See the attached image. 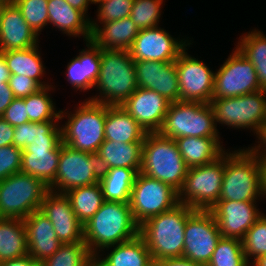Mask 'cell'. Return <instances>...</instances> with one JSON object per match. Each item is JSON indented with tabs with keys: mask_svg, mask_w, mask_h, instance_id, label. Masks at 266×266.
<instances>
[{
	"mask_svg": "<svg viewBox=\"0 0 266 266\" xmlns=\"http://www.w3.org/2000/svg\"><path fill=\"white\" fill-rule=\"evenodd\" d=\"M129 203L104 201L83 225L84 242L95 257L102 249L134 239L139 235Z\"/></svg>",
	"mask_w": 266,
	"mask_h": 266,
	"instance_id": "1",
	"label": "cell"
},
{
	"mask_svg": "<svg viewBox=\"0 0 266 266\" xmlns=\"http://www.w3.org/2000/svg\"><path fill=\"white\" fill-rule=\"evenodd\" d=\"M135 61L129 50L101 49L100 71L94 88L98 93L87 98L108 106H120L137 87Z\"/></svg>",
	"mask_w": 266,
	"mask_h": 266,
	"instance_id": "2",
	"label": "cell"
},
{
	"mask_svg": "<svg viewBox=\"0 0 266 266\" xmlns=\"http://www.w3.org/2000/svg\"><path fill=\"white\" fill-rule=\"evenodd\" d=\"M235 149L225 151L224 175L218 201L264 200L261 161L245 148Z\"/></svg>",
	"mask_w": 266,
	"mask_h": 266,
	"instance_id": "3",
	"label": "cell"
},
{
	"mask_svg": "<svg viewBox=\"0 0 266 266\" xmlns=\"http://www.w3.org/2000/svg\"><path fill=\"white\" fill-rule=\"evenodd\" d=\"M194 211L185 204H177L171 210L158 214L139 227L152 260L182 257L184 249V228L187 217Z\"/></svg>",
	"mask_w": 266,
	"mask_h": 266,
	"instance_id": "4",
	"label": "cell"
},
{
	"mask_svg": "<svg viewBox=\"0 0 266 266\" xmlns=\"http://www.w3.org/2000/svg\"><path fill=\"white\" fill-rule=\"evenodd\" d=\"M76 109L60 112L62 142L78 151L96 154L104 142L106 105L85 99L79 101Z\"/></svg>",
	"mask_w": 266,
	"mask_h": 266,
	"instance_id": "5",
	"label": "cell"
},
{
	"mask_svg": "<svg viewBox=\"0 0 266 266\" xmlns=\"http://www.w3.org/2000/svg\"><path fill=\"white\" fill-rule=\"evenodd\" d=\"M188 169L174 139L164 137L158 132L146 133L141 173L167 183L179 192Z\"/></svg>",
	"mask_w": 266,
	"mask_h": 266,
	"instance_id": "6",
	"label": "cell"
},
{
	"mask_svg": "<svg viewBox=\"0 0 266 266\" xmlns=\"http://www.w3.org/2000/svg\"><path fill=\"white\" fill-rule=\"evenodd\" d=\"M209 103L176 101L171 102L158 133L164 137H209L222 146L221 133L217 129Z\"/></svg>",
	"mask_w": 266,
	"mask_h": 266,
	"instance_id": "7",
	"label": "cell"
},
{
	"mask_svg": "<svg viewBox=\"0 0 266 266\" xmlns=\"http://www.w3.org/2000/svg\"><path fill=\"white\" fill-rule=\"evenodd\" d=\"M209 105L216 126L238 130L250 129V132L255 134L266 121V89L237 97L212 99Z\"/></svg>",
	"mask_w": 266,
	"mask_h": 266,
	"instance_id": "8",
	"label": "cell"
},
{
	"mask_svg": "<svg viewBox=\"0 0 266 266\" xmlns=\"http://www.w3.org/2000/svg\"><path fill=\"white\" fill-rule=\"evenodd\" d=\"M48 191L39 178L22 172L0 180V218L28 217L40 209Z\"/></svg>",
	"mask_w": 266,
	"mask_h": 266,
	"instance_id": "9",
	"label": "cell"
},
{
	"mask_svg": "<svg viewBox=\"0 0 266 266\" xmlns=\"http://www.w3.org/2000/svg\"><path fill=\"white\" fill-rule=\"evenodd\" d=\"M225 166V152L211 163L190 167L182 188L179 203L194 210H210L221 194Z\"/></svg>",
	"mask_w": 266,
	"mask_h": 266,
	"instance_id": "10",
	"label": "cell"
},
{
	"mask_svg": "<svg viewBox=\"0 0 266 266\" xmlns=\"http://www.w3.org/2000/svg\"><path fill=\"white\" fill-rule=\"evenodd\" d=\"M177 204L178 191L172 186L141 172L137 173L129 205L139 226L148 219L171 210Z\"/></svg>",
	"mask_w": 266,
	"mask_h": 266,
	"instance_id": "11",
	"label": "cell"
},
{
	"mask_svg": "<svg viewBox=\"0 0 266 266\" xmlns=\"http://www.w3.org/2000/svg\"><path fill=\"white\" fill-rule=\"evenodd\" d=\"M101 174L100 162L95 154L74 150L63 144L55 181L49 190L66 193L75 187L97 184Z\"/></svg>",
	"mask_w": 266,
	"mask_h": 266,
	"instance_id": "12",
	"label": "cell"
},
{
	"mask_svg": "<svg viewBox=\"0 0 266 266\" xmlns=\"http://www.w3.org/2000/svg\"><path fill=\"white\" fill-rule=\"evenodd\" d=\"M223 61L215 71L212 99L237 97L263 89L254 65L236 46Z\"/></svg>",
	"mask_w": 266,
	"mask_h": 266,
	"instance_id": "13",
	"label": "cell"
},
{
	"mask_svg": "<svg viewBox=\"0 0 266 266\" xmlns=\"http://www.w3.org/2000/svg\"><path fill=\"white\" fill-rule=\"evenodd\" d=\"M191 42L175 60L179 101L209 103L214 91L215 71L199 58L188 54ZM187 50V51H186Z\"/></svg>",
	"mask_w": 266,
	"mask_h": 266,
	"instance_id": "14",
	"label": "cell"
},
{
	"mask_svg": "<svg viewBox=\"0 0 266 266\" xmlns=\"http://www.w3.org/2000/svg\"><path fill=\"white\" fill-rule=\"evenodd\" d=\"M184 232L182 257L207 266L222 237L214 215L210 210H194L187 217Z\"/></svg>",
	"mask_w": 266,
	"mask_h": 266,
	"instance_id": "15",
	"label": "cell"
},
{
	"mask_svg": "<svg viewBox=\"0 0 266 266\" xmlns=\"http://www.w3.org/2000/svg\"><path fill=\"white\" fill-rule=\"evenodd\" d=\"M180 36L175 38L169 31L160 26L139 30V33L129 48L134 61H164L173 62L179 54L192 42L191 38Z\"/></svg>",
	"mask_w": 266,
	"mask_h": 266,
	"instance_id": "16",
	"label": "cell"
},
{
	"mask_svg": "<svg viewBox=\"0 0 266 266\" xmlns=\"http://www.w3.org/2000/svg\"><path fill=\"white\" fill-rule=\"evenodd\" d=\"M39 211L52 223L58 240L62 244L84 242L83 224L75 215L65 193L48 191Z\"/></svg>",
	"mask_w": 266,
	"mask_h": 266,
	"instance_id": "17",
	"label": "cell"
},
{
	"mask_svg": "<svg viewBox=\"0 0 266 266\" xmlns=\"http://www.w3.org/2000/svg\"><path fill=\"white\" fill-rule=\"evenodd\" d=\"M257 202L217 201L210 209L224 238L242 240L246 232L263 215Z\"/></svg>",
	"mask_w": 266,
	"mask_h": 266,
	"instance_id": "18",
	"label": "cell"
},
{
	"mask_svg": "<svg viewBox=\"0 0 266 266\" xmlns=\"http://www.w3.org/2000/svg\"><path fill=\"white\" fill-rule=\"evenodd\" d=\"M62 140H39L22 150L20 172L39 178L47 187L54 181L58 170Z\"/></svg>",
	"mask_w": 266,
	"mask_h": 266,
	"instance_id": "19",
	"label": "cell"
},
{
	"mask_svg": "<svg viewBox=\"0 0 266 266\" xmlns=\"http://www.w3.org/2000/svg\"><path fill=\"white\" fill-rule=\"evenodd\" d=\"M170 103V101L156 91L138 87L120 106L147 133H154L160 130Z\"/></svg>",
	"mask_w": 266,
	"mask_h": 266,
	"instance_id": "20",
	"label": "cell"
},
{
	"mask_svg": "<svg viewBox=\"0 0 266 266\" xmlns=\"http://www.w3.org/2000/svg\"><path fill=\"white\" fill-rule=\"evenodd\" d=\"M137 87L156 91L170 102L179 101V82L175 61H135Z\"/></svg>",
	"mask_w": 266,
	"mask_h": 266,
	"instance_id": "21",
	"label": "cell"
},
{
	"mask_svg": "<svg viewBox=\"0 0 266 266\" xmlns=\"http://www.w3.org/2000/svg\"><path fill=\"white\" fill-rule=\"evenodd\" d=\"M40 44L39 36L14 2L6 4L0 21V51L27 49Z\"/></svg>",
	"mask_w": 266,
	"mask_h": 266,
	"instance_id": "22",
	"label": "cell"
},
{
	"mask_svg": "<svg viewBox=\"0 0 266 266\" xmlns=\"http://www.w3.org/2000/svg\"><path fill=\"white\" fill-rule=\"evenodd\" d=\"M84 43L87 48L79 50V53L68 62L64 72L67 82L76 93L78 90L88 92L94 89L100 71L101 48L92 40Z\"/></svg>",
	"mask_w": 266,
	"mask_h": 266,
	"instance_id": "23",
	"label": "cell"
},
{
	"mask_svg": "<svg viewBox=\"0 0 266 266\" xmlns=\"http://www.w3.org/2000/svg\"><path fill=\"white\" fill-rule=\"evenodd\" d=\"M23 221L26 227L28 254L41 263L51 257L62 243L58 240L52 223L39 210L32 212Z\"/></svg>",
	"mask_w": 266,
	"mask_h": 266,
	"instance_id": "24",
	"label": "cell"
},
{
	"mask_svg": "<svg viewBox=\"0 0 266 266\" xmlns=\"http://www.w3.org/2000/svg\"><path fill=\"white\" fill-rule=\"evenodd\" d=\"M94 264L96 266H154L150 251L140 235L129 241L105 247L95 255Z\"/></svg>",
	"mask_w": 266,
	"mask_h": 266,
	"instance_id": "25",
	"label": "cell"
},
{
	"mask_svg": "<svg viewBox=\"0 0 266 266\" xmlns=\"http://www.w3.org/2000/svg\"><path fill=\"white\" fill-rule=\"evenodd\" d=\"M49 26L68 37L91 40V20L81 11L73 8L66 0H48Z\"/></svg>",
	"mask_w": 266,
	"mask_h": 266,
	"instance_id": "26",
	"label": "cell"
},
{
	"mask_svg": "<svg viewBox=\"0 0 266 266\" xmlns=\"http://www.w3.org/2000/svg\"><path fill=\"white\" fill-rule=\"evenodd\" d=\"M91 40L101 49L129 50L139 33L130 17L102 24H91Z\"/></svg>",
	"mask_w": 266,
	"mask_h": 266,
	"instance_id": "27",
	"label": "cell"
},
{
	"mask_svg": "<svg viewBox=\"0 0 266 266\" xmlns=\"http://www.w3.org/2000/svg\"><path fill=\"white\" fill-rule=\"evenodd\" d=\"M143 143H118L104 140L96 152L102 171L115 167H125L140 172Z\"/></svg>",
	"mask_w": 266,
	"mask_h": 266,
	"instance_id": "28",
	"label": "cell"
},
{
	"mask_svg": "<svg viewBox=\"0 0 266 266\" xmlns=\"http://www.w3.org/2000/svg\"><path fill=\"white\" fill-rule=\"evenodd\" d=\"M146 133L122 106L106 105L105 140L144 143Z\"/></svg>",
	"mask_w": 266,
	"mask_h": 266,
	"instance_id": "29",
	"label": "cell"
},
{
	"mask_svg": "<svg viewBox=\"0 0 266 266\" xmlns=\"http://www.w3.org/2000/svg\"><path fill=\"white\" fill-rule=\"evenodd\" d=\"M40 45L27 49L5 51V61L11 75H23L34 79L41 87L52 85L47 80H43L46 74L44 61L41 58ZM47 81V82H46Z\"/></svg>",
	"mask_w": 266,
	"mask_h": 266,
	"instance_id": "30",
	"label": "cell"
},
{
	"mask_svg": "<svg viewBox=\"0 0 266 266\" xmlns=\"http://www.w3.org/2000/svg\"><path fill=\"white\" fill-rule=\"evenodd\" d=\"M175 141L189 168L211 163L228 150L215 138L179 137Z\"/></svg>",
	"mask_w": 266,
	"mask_h": 266,
	"instance_id": "31",
	"label": "cell"
},
{
	"mask_svg": "<svg viewBox=\"0 0 266 266\" xmlns=\"http://www.w3.org/2000/svg\"><path fill=\"white\" fill-rule=\"evenodd\" d=\"M27 254V234L23 219L0 218V262Z\"/></svg>",
	"mask_w": 266,
	"mask_h": 266,
	"instance_id": "32",
	"label": "cell"
},
{
	"mask_svg": "<svg viewBox=\"0 0 266 266\" xmlns=\"http://www.w3.org/2000/svg\"><path fill=\"white\" fill-rule=\"evenodd\" d=\"M136 175L133 169L125 167L103 170L99 184L104 200L129 203Z\"/></svg>",
	"mask_w": 266,
	"mask_h": 266,
	"instance_id": "33",
	"label": "cell"
},
{
	"mask_svg": "<svg viewBox=\"0 0 266 266\" xmlns=\"http://www.w3.org/2000/svg\"><path fill=\"white\" fill-rule=\"evenodd\" d=\"M235 46L254 65L259 84L266 89V34L252 29L242 33Z\"/></svg>",
	"mask_w": 266,
	"mask_h": 266,
	"instance_id": "34",
	"label": "cell"
},
{
	"mask_svg": "<svg viewBox=\"0 0 266 266\" xmlns=\"http://www.w3.org/2000/svg\"><path fill=\"white\" fill-rule=\"evenodd\" d=\"M65 195L83 225L93 217L105 201L99 183L72 188Z\"/></svg>",
	"mask_w": 266,
	"mask_h": 266,
	"instance_id": "35",
	"label": "cell"
},
{
	"mask_svg": "<svg viewBox=\"0 0 266 266\" xmlns=\"http://www.w3.org/2000/svg\"><path fill=\"white\" fill-rule=\"evenodd\" d=\"M53 85L42 87L36 93L24 98L29 121L42 123L49 120H60L61 109L57 111L56 103L50 92H55Z\"/></svg>",
	"mask_w": 266,
	"mask_h": 266,
	"instance_id": "36",
	"label": "cell"
},
{
	"mask_svg": "<svg viewBox=\"0 0 266 266\" xmlns=\"http://www.w3.org/2000/svg\"><path fill=\"white\" fill-rule=\"evenodd\" d=\"M94 256L85 242L61 244L59 249L40 266H93Z\"/></svg>",
	"mask_w": 266,
	"mask_h": 266,
	"instance_id": "37",
	"label": "cell"
},
{
	"mask_svg": "<svg viewBox=\"0 0 266 266\" xmlns=\"http://www.w3.org/2000/svg\"><path fill=\"white\" fill-rule=\"evenodd\" d=\"M207 266H250L244 256L242 240L221 237Z\"/></svg>",
	"mask_w": 266,
	"mask_h": 266,
	"instance_id": "38",
	"label": "cell"
},
{
	"mask_svg": "<svg viewBox=\"0 0 266 266\" xmlns=\"http://www.w3.org/2000/svg\"><path fill=\"white\" fill-rule=\"evenodd\" d=\"M165 0H134L130 18L139 30L159 26ZM164 3V4H163Z\"/></svg>",
	"mask_w": 266,
	"mask_h": 266,
	"instance_id": "39",
	"label": "cell"
},
{
	"mask_svg": "<svg viewBox=\"0 0 266 266\" xmlns=\"http://www.w3.org/2000/svg\"><path fill=\"white\" fill-rule=\"evenodd\" d=\"M242 246L249 264L256 258L266 255V214L263 213L246 232Z\"/></svg>",
	"mask_w": 266,
	"mask_h": 266,
	"instance_id": "40",
	"label": "cell"
},
{
	"mask_svg": "<svg viewBox=\"0 0 266 266\" xmlns=\"http://www.w3.org/2000/svg\"><path fill=\"white\" fill-rule=\"evenodd\" d=\"M13 2L28 25L40 36L42 29L49 25L48 0H13Z\"/></svg>",
	"mask_w": 266,
	"mask_h": 266,
	"instance_id": "41",
	"label": "cell"
},
{
	"mask_svg": "<svg viewBox=\"0 0 266 266\" xmlns=\"http://www.w3.org/2000/svg\"><path fill=\"white\" fill-rule=\"evenodd\" d=\"M134 0H103L96 5L95 19L91 18V24L108 23L115 20L130 17Z\"/></svg>",
	"mask_w": 266,
	"mask_h": 266,
	"instance_id": "42",
	"label": "cell"
},
{
	"mask_svg": "<svg viewBox=\"0 0 266 266\" xmlns=\"http://www.w3.org/2000/svg\"><path fill=\"white\" fill-rule=\"evenodd\" d=\"M22 149L13 144L0 147V180L21 170Z\"/></svg>",
	"mask_w": 266,
	"mask_h": 266,
	"instance_id": "43",
	"label": "cell"
},
{
	"mask_svg": "<svg viewBox=\"0 0 266 266\" xmlns=\"http://www.w3.org/2000/svg\"><path fill=\"white\" fill-rule=\"evenodd\" d=\"M8 85L15 98H25L42 88L34 79L18 74L11 75Z\"/></svg>",
	"mask_w": 266,
	"mask_h": 266,
	"instance_id": "44",
	"label": "cell"
},
{
	"mask_svg": "<svg viewBox=\"0 0 266 266\" xmlns=\"http://www.w3.org/2000/svg\"><path fill=\"white\" fill-rule=\"evenodd\" d=\"M39 140H62L60 120L34 123L32 143Z\"/></svg>",
	"mask_w": 266,
	"mask_h": 266,
	"instance_id": "45",
	"label": "cell"
},
{
	"mask_svg": "<svg viewBox=\"0 0 266 266\" xmlns=\"http://www.w3.org/2000/svg\"><path fill=\"white\" fill-rule=\"evenodd\" d=\"M1 117L13 127L30 122L24 98H14Z\"/></svg>",
	"mask_w": 266,
	"mask_h": 266,
	"instance_id": "46",
	"label": "cell"
},
{
	"mask_svg": "<svg viewBox=\"0 0 266 266\" xmlns=\"http://www.w3.org/2000/svg\"><path fill=\"white\" fill-rule=\"evenodd\" d=\"M34 122H26L14 127L13 145L24 149L27 145L32 144V135Z\"/></svg>",
	"mask_w": 266,
	"mask_h": 266,
	"instance_id": "47",
	"label": "cell"
},
{
	"mask_svg": "<svg viewBox=\"0 0 266 266\" xmlns=\"http://www.w3.org/2000/svg\"><path fill=\"white\" fill-rule=\"evenodd\" d=\"M256 141L254 146L245 147L251 154L255 155L259 160L266 158V121L255 132Z\"/></svg>",
	"mask_w": 266,
	"mask_h": 266,
	"instance_id": "48",
	"label": "cell"
},
{
	"mask_svg": "<svg viewBox=\"0 0 266 266\" xmlns=\"http://www.w3.org/2000/svg\"><path fill=\"white\" fill-rule=\"evenodd\" d=\"M14 127L0 117V147L13 144Z\"/></svg>",
	"mask_w": 266,
	"mask_h": 266,
	"instance_id": "49",
	"label": "cell"
},
{
	"mask_svg": "<svg viewBox=\"0 0 266 266\" xmlns=\"http://www.w3.org/2000/svg\"><path fill=\"white\" fill-rule=\"evenodd\" d=\"M154 266H206L184 257L164 258L154 261Z\"/></svg>",
	"mask_w": 266,
	"mask_h": 266,
	"instance_id": "50",
	"label": "cell"
},
{
	"mask_svg": "<svg viewBox=\"0 0 266 266\" xmlns=\"http://www.w3.org/2000/svg\"><path fill=\"white\" fill-rule=\"evenodd\" d=\"M14 98L15 97L8 85V82H0V117Z\"/></svg>",
	"mask_w": 266,
	"mask_h": 266,
	"instance_id": "51",
	"label": "cell"
},
{
	"mask_svg": "<svg viewBox=\"0 0 266 266\" xmlns=\"http://www.w3.org/2000/svg\"><path fill=\"white\" fill-rule=\"evenodd\" d=\"M0 266H40V263L27 254L20 258L2 261Z\"/></svg>",
	"mask_w": 266,
	"mask_h": 266,
	"instance_id": "52",
	"label": "cell"
},
{
	"mask_svg": "<svg viewBox=\"0 0 266 266\" xmlns=\"http://www.w3.org/2000/svg\"><path fill=\"white\" fill-rule=\"evenodd\" d=\"M66 2L73 8H76L79 11L83 12L91 20L88 15V10L90 9V5L94 4L93 0H66Z\"/></svg>",
	"mask_w": 266,
	"mask_h": 266,
	"instance_id": "53",
	"label": "cell"
},
{
	"mask_svg": "<svg viewBox=\"0 0 266 266\" xmlns=\"http://www.w3.org/2000/svg\"><path fill=\"white\" fill-rule=\"evenodd\" d=\"M11 77V72L5 61V52L0 51V82H8Z\"/></svg>",
	"mask_w": 266,
	"mask_h": 266,
	"instance_id": "54",
	"label": "cell"
},
{
	"mask_svg": "<svg viewBox=\"0 0 266 266\" xmlns=\"http://www.w3.org/2000/svg\"><path fill=\"white\" fill-rule=\"evenodd\" d=\"M262 165L263 193L266 200V158L260 160Z\"/></svg>",
	"mask_w": 266,
	"mask_h": 266,
	"instance_id": "55",
	"label": "cell"
},
{
	"mask_svg": "<svg viewBox=\"0 0 266 266\" xmlns=\"http://www.w3.org/2000/svg\"><path fill=\"white\" fill-rule=\"evenodd\" d=\"M250 266H266V255L256 258Z\"/></svg>",
	"mask_w": 266,
	"mask_h": 266,
	"instance_id": "56",
	"label": "cell"
},
{
	"mask_svg": "<svg viewBox=\"0 0 266 266\" xmlns=\"http://www.w3.org/2000/svg\"><path fill=\"white\" fill-rule=\"evenodd\" d=\"M7 3H2L0 2V21H1V17H2V13H3V10L5 8Z\"/></svg>",
	"mask_w": 266,
	"mask_h": 266,
	"instance_id": "57",
	"label": "cell"
},
{
	"mask_svg": "<svg viewBox=\"0 0 266 266\" xmlns=\"http://www.w3.org/2000/svg\"><path fill=\"white\" fill-rule=\"evenodd\" d=\"M0 2H2V3H11V2H13V0H0Z\"/></svg>",
	"mask_w": 266,
	"mask_h": 266,
	"instance_id": "58",
	"label": "cell"
},
{
	"mask_svg": "<svg viewBox=\"0 0 266 266\" xmlns=\"http://www.w3.org/2000/svg\"><path fill=\"white\" fill-rule=\"evenodd\" d=\"M99 1H103V0H93V3L96 5Z\"/></svg>",
	"mask_w": 266,
	"mask_h": 266,
	"instance_id": "59",
	"label": "cell"
}]
</instances>
